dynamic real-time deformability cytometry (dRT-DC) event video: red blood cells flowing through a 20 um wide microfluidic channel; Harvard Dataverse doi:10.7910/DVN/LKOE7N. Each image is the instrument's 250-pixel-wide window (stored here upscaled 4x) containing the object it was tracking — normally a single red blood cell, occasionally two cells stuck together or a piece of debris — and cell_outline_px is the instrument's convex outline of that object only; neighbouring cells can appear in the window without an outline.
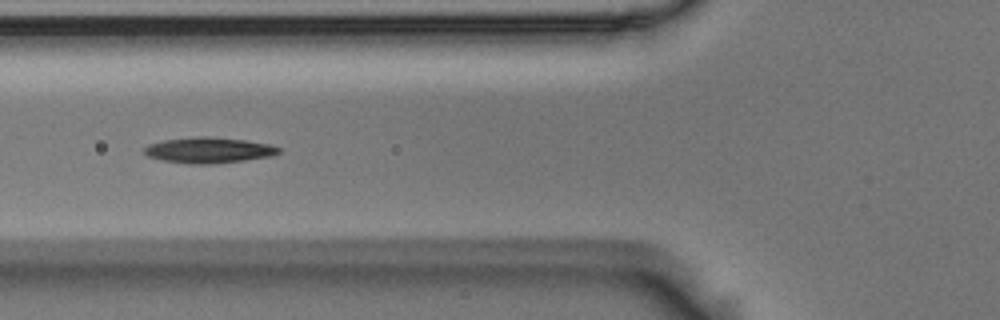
{"species": "Egyptian fruit bat (a non-hibernating species)", "species_latin": "Rousettus aegyptiacus", "temperature_condition": "room temperature", "stored_images_in_passage": 12, "camera_frame_rate_fps": 3000, "um_per_image_px": 0.085, "animal": {"sex": "male"}, "frame": {"image": 1, "passage_image": 6, "time_ms": 1.667, "image_size_px": [1000, 320], "cell_outline_px": [[280, 152], [272, 156], [244, 160], [212, 164], [188, 164], [160, 160], [148, 156], [144, 152], [144, 148], [148, 144], [164, 140], [196, 136], [208, 136], [244, 140], [268, 144], [280, 148]], "centroid_in_image_um": [17.71, 12.77], "position_along_channel_um": 108.1, "area_um2": 20.17}}
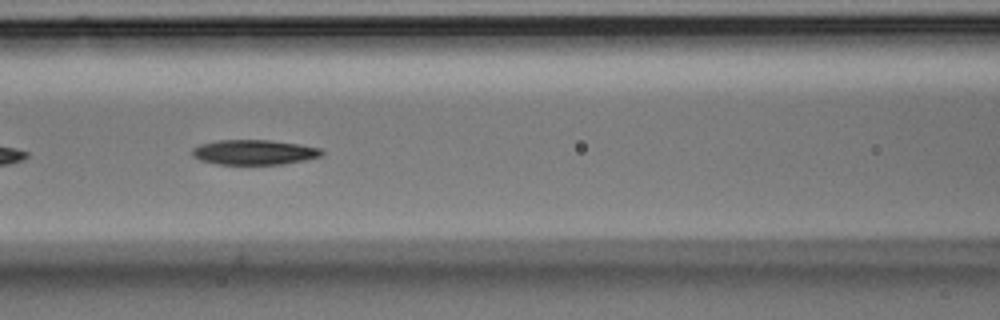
{"frame": {"image": 2, "passage_image": 9, "time_ms": 2.667, "image_size_px": [1000, 320], "cell_outline_px": [[324, 152], [320, 156], [304, 160], [284, 164], [216, 164], [200, 160], [192, 156], [192, 148], [200, 144], [216, 140], [268, 140], [300, 144], [320, 148]], "centroid_in_image_um": [21.57, 12.94], "position_along_channel_um": 145.0, "area_um2": 18.84}}